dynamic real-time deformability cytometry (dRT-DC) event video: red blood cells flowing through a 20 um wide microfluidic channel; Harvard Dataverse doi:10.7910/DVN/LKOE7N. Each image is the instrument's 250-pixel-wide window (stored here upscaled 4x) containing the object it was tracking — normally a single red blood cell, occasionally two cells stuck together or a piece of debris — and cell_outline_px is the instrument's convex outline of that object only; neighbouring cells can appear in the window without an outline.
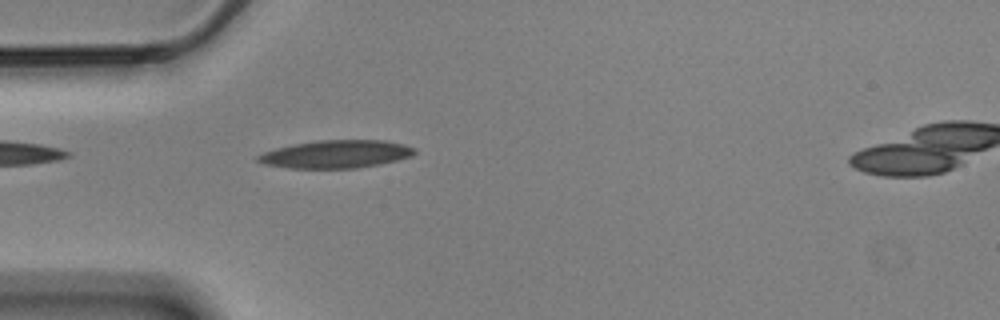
{"species": "Egyptian fruit bat (a non-hibernating species)", "species_latin": "Rousettus aegyptiacus", "temperature_condition": "cold", "stored_images_in_passage": 28, "camera_frame_rate_fps": 3000, "um_per_image_px": 0.085, "animal": {"sex": "male"}, "frame": {"image": 1, "passage_image": 3, "time_ms": 0.667, "image_size_px": [1000, 320], "cell_outline_px": [[416, 152], [412, 156], [380, 164], [356, 168], [288, 168], [264, 164], [256, 160], [256, 156], [264, 152], [276, 148], [292, 144], [316, 140], [384, 140], [404, 144], [416, 148]], "centroid_in_image_um": [28.56, 13.09], "position_along_channel_um": 56.4, "area_um2": 25.55}}
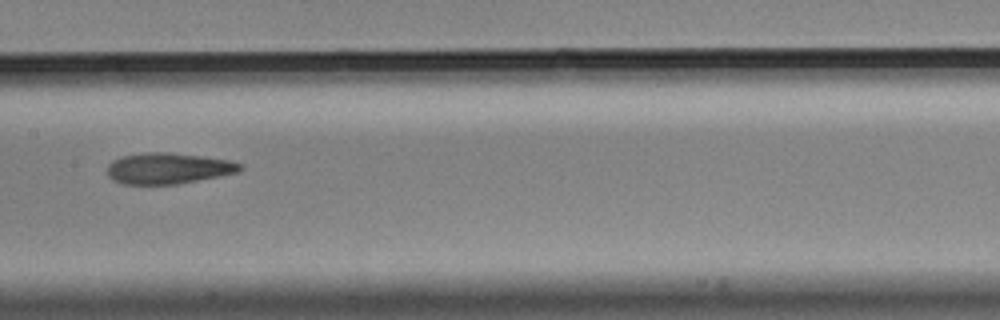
{"frame": {"image": 2, "passage_image": 15, "time_ms": 4.667, "image_size_px": [1000, 320], "cell_outline_px": [[244, 168], [240, 172], [220, 176], [176, 184], [120, 184], [112, 180], [108, 176], [108, 164], [112, 160], [124, 156], [148, 152], [168, 152], [200, 156], [228, 160], [244, 164]], "centroid_in_image_um": [14.31, 14.31], "position_along_channel_um": 193.1, "area_um2": 24.04}}
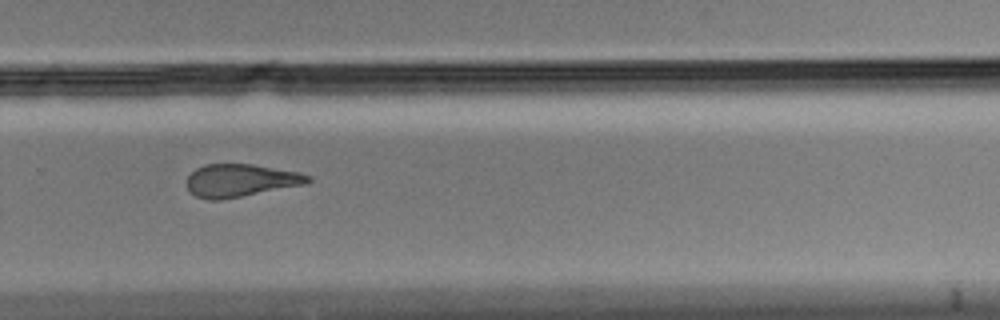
{"frame": {"image": 3, "passage_image": 25, "time_ms": 8.0, "image_size_px": [1000, 320], "cell_outline_px": [[312, 180], [304, 184], [220, 200], [208, 200], [196, 196], [188, 188], [188, 176], [196, 168], [204, 164], [252, 164], [300, 172], [312, 176]], "centroid_in_image_um": [20.46, 15.32], "position_along_channel_um": 309.3, "area_um2": 22.89}}